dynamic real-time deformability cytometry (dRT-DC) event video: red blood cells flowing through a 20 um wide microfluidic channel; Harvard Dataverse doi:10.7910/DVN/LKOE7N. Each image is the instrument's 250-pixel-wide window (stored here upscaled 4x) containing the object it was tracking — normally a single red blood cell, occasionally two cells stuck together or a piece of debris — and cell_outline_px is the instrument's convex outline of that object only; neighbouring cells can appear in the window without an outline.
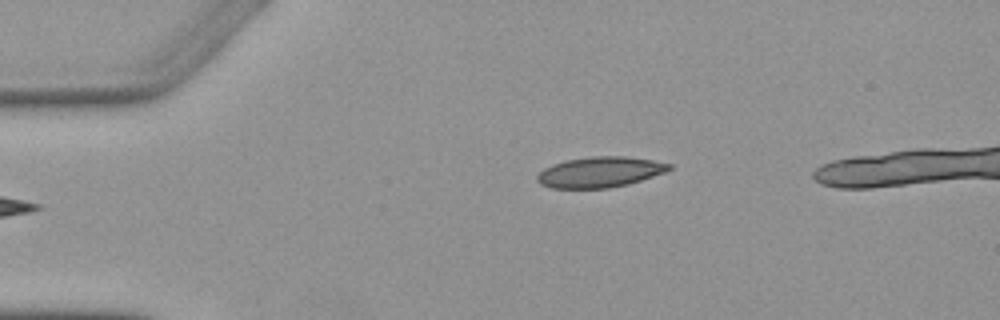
{"species": "Egyptian fruit bat (a non-hibernating species)", "species_latin": "Rousettus aegyptiacus", "temperature_condition": "warm", "stored_images_in_passage": 5, "camera_frame_rate_fps": 3000, "um_per_image_px": 0.085, "animal": {"sex": "female"}, "frame": {"image": 1, "passage_image": 5, "time_ms": 5.333, "image_size_px": [1000, 320], "cell_outline_px": [[672, 168], [664, 172], [628, 184], [608, 188], [552, 188], [540, 184], [536, 180], [536, 176], [544, 168], [552, 164], [564, 160], [592, 156], [624, 156], [652, 160], [672, 164]], "centroid_in_image_um": [50.95, 14.62], "position_along_channel_um": 34.0, "area_um2": 23.47}}